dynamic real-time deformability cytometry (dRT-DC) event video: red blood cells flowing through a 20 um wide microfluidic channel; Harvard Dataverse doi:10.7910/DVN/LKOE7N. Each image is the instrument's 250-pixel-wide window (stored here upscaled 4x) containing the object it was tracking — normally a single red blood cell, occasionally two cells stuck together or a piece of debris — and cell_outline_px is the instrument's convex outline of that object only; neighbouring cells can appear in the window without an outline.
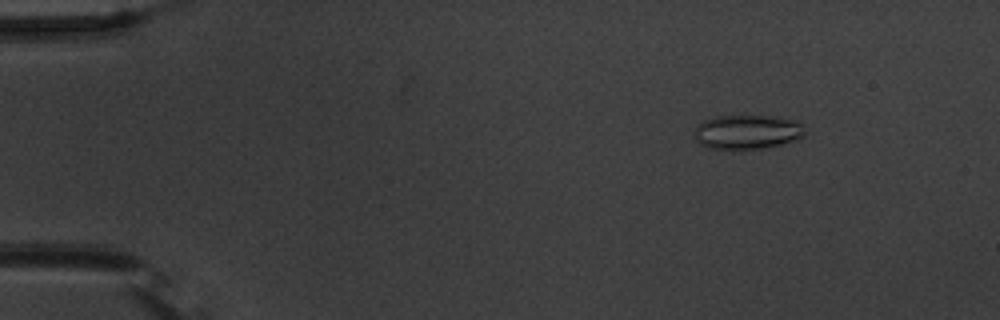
{"species": "common noctule bat (a hibernating species)", "species_latin": "Nyctalus noctula", "temperature_condition": "warm", "stored_images_in_passage": 56, "camera_frame_rate_fps": 3000, "um_per_image_px": 0.085, "animal": {"sex": "male", "body_mass_g": 20.1, "forearm_length_mm": 53.5}, "frame": {"image": 1, "passage_image": 8, "time_ms": 2.333, "image_size_px": [1000, 320], "cell_outline_px": [[804, 136], [796, 140], [764, 148], [704, 148], [696, 140], [696, 124], [704, 120], [716, 116], [772, 116], [800, 120], [804, 124]], "centroid_in_image_um": [63.56, 11.19], "position_along_channel_um": 21.4, "area_um2": 22.14}}
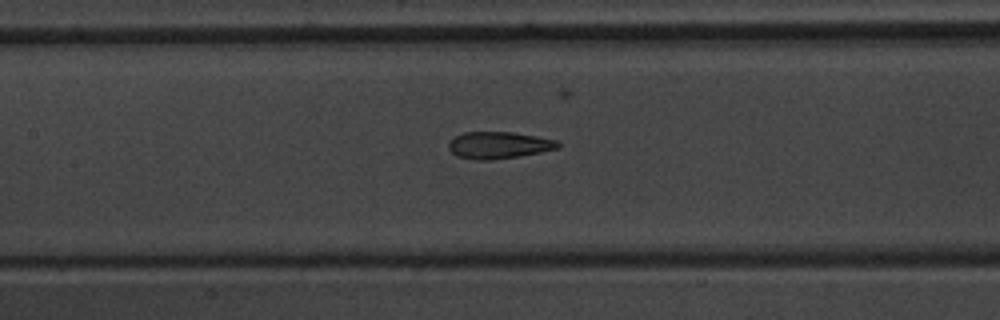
{"frame": {"image": 2, "passage_image": 27, "time_ms": 8.667, "image_size_px": [1000, 320], "cell_outline_px": [[560, 148], [520, 156], [492, 160], [476, 160], [456, 156], [448, 148], [448, 144], [456, 136], [464, 132], [512, 132], [536, 136], [556, 140], [560, 144]], "centroid_in_image_um": [42.4, 12.34], "position_along_channel_um": 165.0, "area_um2": 17.11}}
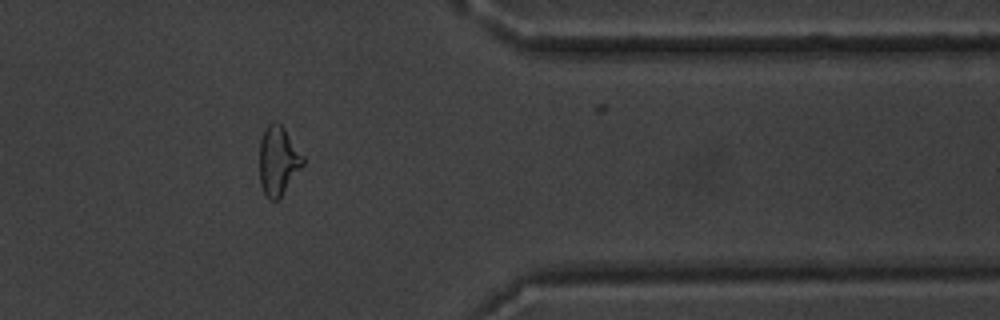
{"frame": {"image": 3, "passage_image": 46, "time_ms": 15.0, "image_size_px": [1000, 320], "cell_outline_px": [[304, 164], [280, 196], [276, 200], [268, 200], [260, 184], [260, 140], [268, 124], [272, 120], [276, 120], [284, 128], [304, 156]], "centroid_in_image_um": [23.64, 13.63], "position_along_channel_um": 387.8, "area_um2": 17.28}, "authors_computed_cell_mechanics": {"area_um2": 18.3804, "velocity_mm_per_s": 3.7346, "shape_relaxation_time_tau1_ms": null, "shape_relaxation_time_tau2_ms": 1.414, "deformation_change_tau1": null, "deformation_change_tau2": 0.0975}}